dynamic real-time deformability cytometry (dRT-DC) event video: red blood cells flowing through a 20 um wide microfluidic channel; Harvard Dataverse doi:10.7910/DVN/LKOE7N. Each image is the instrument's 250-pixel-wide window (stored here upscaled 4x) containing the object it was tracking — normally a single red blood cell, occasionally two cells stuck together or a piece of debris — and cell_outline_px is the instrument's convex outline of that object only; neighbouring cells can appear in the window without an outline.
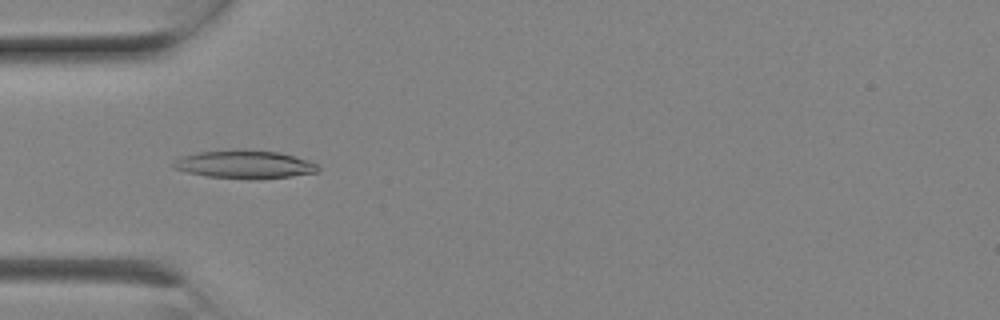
{"species": "Egyptian fruit bat (a non-hibernating species)", "species_latin": "Rousettus aegyptiacus", "temperature_condition": "room temperature", "stored_images_in_passage": 7, "camera_frame_rate_fps": 3000, "um_per_image_px": 0.085, "animal": {"sex": "female"}, "frame": {"image": 1, "passage_image": 6, "time_ms": 1.667, "image_size_px": [1000, 320], "cell_outline_px": [[320, 168], [316, 172], [292, 176], [252, 180], [248, 180], [208, 176], [188, 172], [172, 168], [172, 164], [180, 156], [196, 152], [232, 148], [244, 148], [280, 152], [308, 160], [316, 164]], "centroid_in_image_um": [20.76, 13.95], "position_along_channel_um": 64.2, "area_um2": 24.33}}
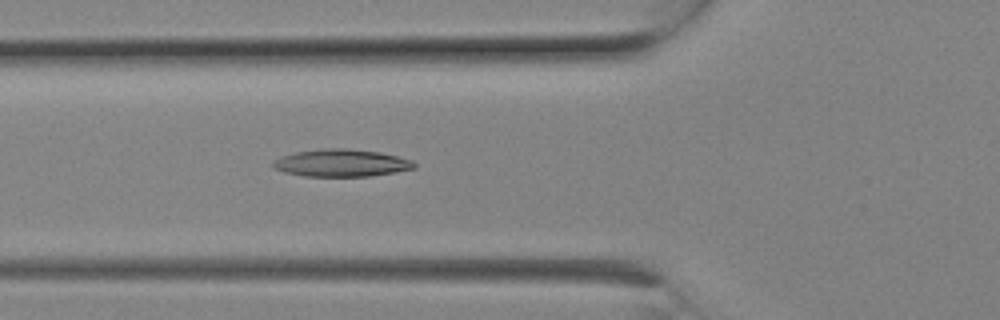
{"frame": {"image": 2, "passage_image": 7, "time_ms": 2.0, "image_size_px": [1000, 320], "cell_outline_px": [[416, 168], [396, 172], [372, 176], [304, 176], [284, 172], [272, 168], [272, 164], [280, 156], [296, 152], [324, 148], [348, 148], [380, 152], [412, 160], [416, 164]], "centroid_in_image_um": [29.02, 13.85], "position_along_channel_um": 96.8, "area_um2": 22.6}}